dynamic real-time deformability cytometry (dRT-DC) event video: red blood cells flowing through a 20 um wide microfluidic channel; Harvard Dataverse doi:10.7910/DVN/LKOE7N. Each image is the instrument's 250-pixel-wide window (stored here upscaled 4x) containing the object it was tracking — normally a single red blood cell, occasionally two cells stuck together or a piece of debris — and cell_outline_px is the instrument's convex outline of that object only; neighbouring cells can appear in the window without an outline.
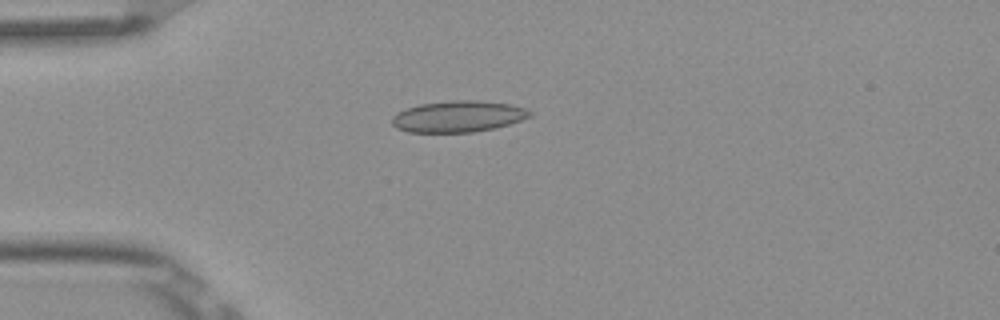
{"species": "Egyptian fruit bat (a non-hibernating species)", "species_latin": "Rousettus aegyptiacus", "temperature_condition": "room temperature", "stored_images_in_passage": 4, "camera_frame_rate_fps": 3000, "um_per_image_px": 0.085, "frame": {"image": 1, "passage_image": 4, "time_ms": 1.0, "image_size_px": [1000, 320], "cell_outline_px": [[532, 116], [496, 128], [472, 132], [408, 132], [396, 128], [392, 124], [392, 116], [396, 112], [420, 104], [448, 100], [476, 100], [512, 104], [524, 108], [532, 112]], "centroid_in_image_um": [38.93, 9.89], "position_along_channel_um": 46.1, "area_um2": 25.26}}